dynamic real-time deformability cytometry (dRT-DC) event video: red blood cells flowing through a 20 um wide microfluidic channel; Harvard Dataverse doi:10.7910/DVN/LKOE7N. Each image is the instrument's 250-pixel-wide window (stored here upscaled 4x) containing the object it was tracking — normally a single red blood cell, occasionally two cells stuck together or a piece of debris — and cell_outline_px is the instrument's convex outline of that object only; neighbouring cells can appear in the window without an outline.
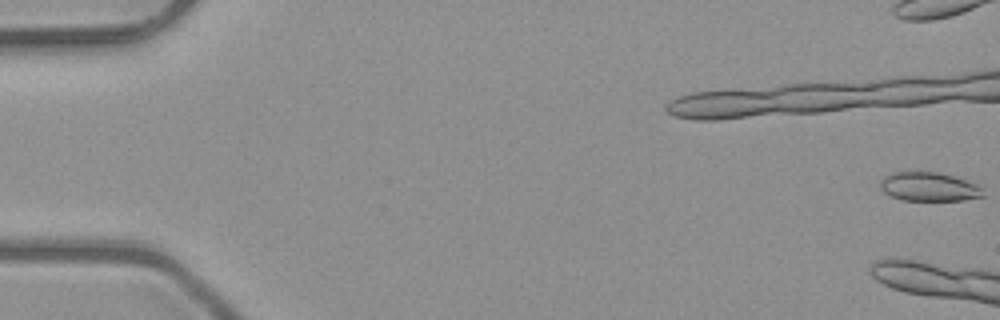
{"species": "common noctule bat (a hibernating species)", "species_latin": "Nyctalus noctula", "temperature_condition": "room temperature", "stored_images_in_passage": 6, "camera_frame_rate_fps": 3000, "um_per_image_px": 0.085, "animal": {"sex": "male", "body_mass_g": 23.1, "forearm_length_mm": 52.7}, "frame": {"image": 1, "passage_image": 1, "time_ms": 0.0, "image_size_px": [1000, 320], "cell_outline_px": [[984, 196], [964, 200], [904, 200], [892, 196], [884, 192], [880, 188], [880, 180], [884, 176], [892, 172], [936, 172], [952, 176], [976, 184], [984, 188]], "centroid_in_image_um": [78.96, 15.87], "position_along_channel_um": 6.0, "area_um2": 17.22}}